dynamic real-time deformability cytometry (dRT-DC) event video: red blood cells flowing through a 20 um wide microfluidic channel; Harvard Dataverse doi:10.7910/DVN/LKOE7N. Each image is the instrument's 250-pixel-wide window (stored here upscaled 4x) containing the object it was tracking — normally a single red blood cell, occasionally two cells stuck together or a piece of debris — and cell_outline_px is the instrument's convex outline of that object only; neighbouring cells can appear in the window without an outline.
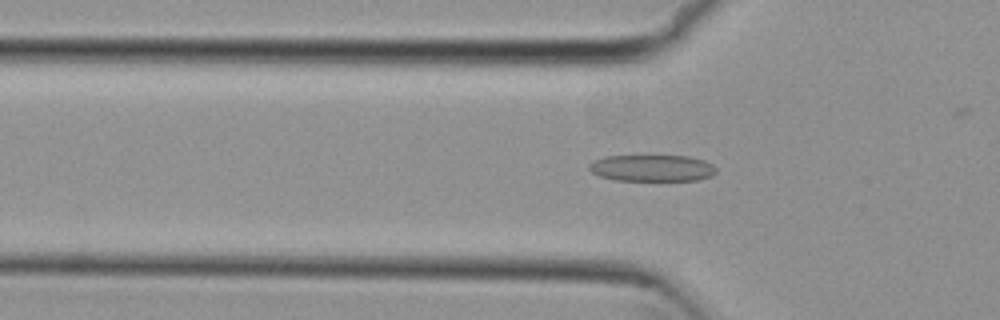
{"species": "common noctule bat (a hibernating species)", "species_latin": "Nyctalus noctula", "temperature_condition": "cold", "stored_images_in_passage": 50, "camera_frame_rate_fps": 3000, "um_per_image_px": 0.085, "animal": {"sex": "female", "body_mass_g": 29.2, "forearm_length_mm": 56.3}, "frame": {"image": 1, "passage_image": 17, "time_ms": 5.333, "image_size_px": [1000, 320], "cell_outline_px": [[716, 172], [712, 176], [696, 180], [616, 180], [600, 176], [592, 172], [588, 168], [588, 164], [592, 160], [604, 156], [688, 156], [704, 160], [712, 164], [716, 168]], "centroid_in_image_um": [55.41, 14.28], "position_along_channel_um": 70.4, "area_um2": 19.71}}
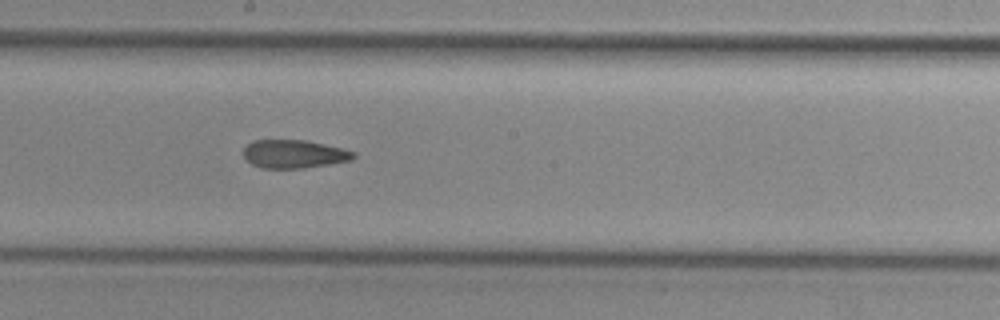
{"frame": {"image": 2, "passage_image": 29, "time_ms": 9.333, "image_size_px": [1000, 320], "cell_outline_px": [[356, 156], [352, 160], [304, 168], [264, 168], [252, 164], [244, 156], [244, 148], [252, 140], [304, 140], [344, 148], [356, 152]], "centroid_in_image_um": [25.03, 13.08], "position_along_channel_um": 223.2, "area_um2": 18.09}}
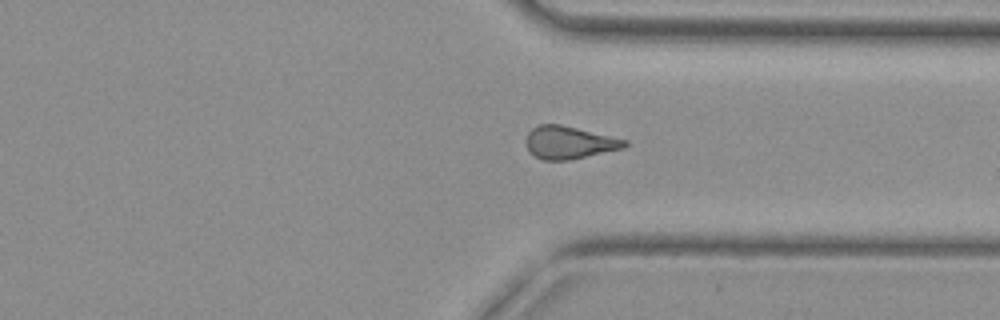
{"frame": {"image": 3, "passage_image": 40, "time_ms": 13.0, "image_size_px": [1000, 320], "cell_outline_px": [[628, 144], [624, 148], [572, 160], [544, 160], [536, 156], [528, 148], [524, 140], [528, 132], [532, 128], [540, 124], [560, 124], [628, 140]], "centroid_in_image_um": [48.39, 12.11], "position_along_channel_um": 363.0, "area_um2": 18.79}, "authors_computed_cell_mechanics": {"area_um2": 19.2474, "velocity_mm_per_s": 3.8149, "shape_relaxation_time_tau1_ms": null, "shape_relaxation_time_tau2_ms": 2.3404, "deformation_change_tau1": null, "deformation_change_tau2": 0.0954}}